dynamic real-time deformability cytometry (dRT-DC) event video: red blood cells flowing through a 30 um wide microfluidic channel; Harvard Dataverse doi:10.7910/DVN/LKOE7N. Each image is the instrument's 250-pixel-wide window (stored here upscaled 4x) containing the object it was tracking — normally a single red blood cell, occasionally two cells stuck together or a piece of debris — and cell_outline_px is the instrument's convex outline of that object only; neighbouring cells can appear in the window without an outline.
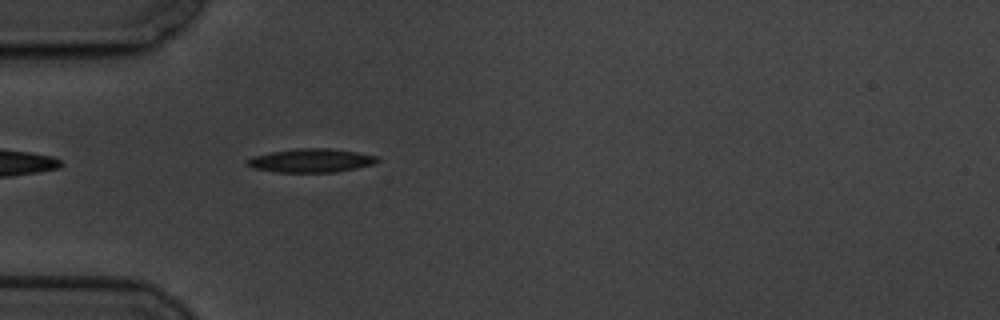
{"species": "common noctule bat (a hibernating species)", "species_latin": "Nyctalus noctula", "temperature_condition": "cold", "stored_images_in_passage": 1, "camera_frame_rate_fps": 3000, "um_per_image_px": 0.085, "animal": {"sex": "male", "body_mass_g": 19.5, "forearm_length_mm": 54.6}, "frame": {"image": 1, "passage_image": 1, "time_ms": 0.0, "image_size_px": [1000, 320], "cell_outline_px": [[380, 160], [376, 164], [336, 172], [276, 172], [252, 168], [244, 164], [244, 160], [252, 156], [272, 152], [296, 148], [332, 148], [356, 152], [376, 156]], "centroid_in_image_um": [26.41, 13.64], "position_along_channel_um": 58.6, "area_um2": 18.15}}